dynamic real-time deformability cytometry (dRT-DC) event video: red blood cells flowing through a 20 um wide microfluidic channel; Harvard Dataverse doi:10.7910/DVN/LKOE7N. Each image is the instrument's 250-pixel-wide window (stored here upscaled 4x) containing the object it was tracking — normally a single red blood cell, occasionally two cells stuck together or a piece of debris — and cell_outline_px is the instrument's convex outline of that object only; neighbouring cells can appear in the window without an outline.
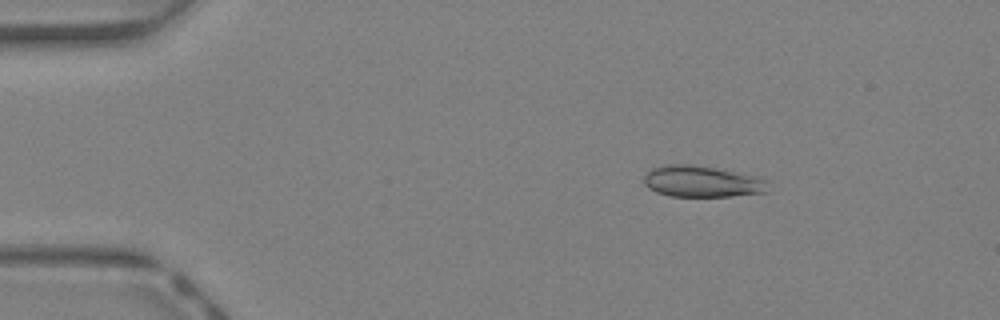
{"species": "Egyptian fruit bat (a non-hibernating species)", "species_latin": "Rousettus aegyptiacus", "temperature_condition": "warm", "stored_images_in_passage": 43, "camera_frame_rate_fps": 3000, "um_per_image_px": 0.085, "animal": {"sex": "female"}, "frame": {"image": 1, "passage_image": 7, "time_ms": 2.0, "image_size_px": [1000, 320], "cell_outline_px": [[768, 180], [764, 192], [732, 196], [672, 196], [656, 192], [648, 188], [644, 184], [644, 176], [652, 168], [668, 164], [688, 164], [712, 168], [756, 176]], "centroid_in_image_um": [59.62, 15.43], "position_along_channel_um": 25.4, "area_um2": 22.25}}
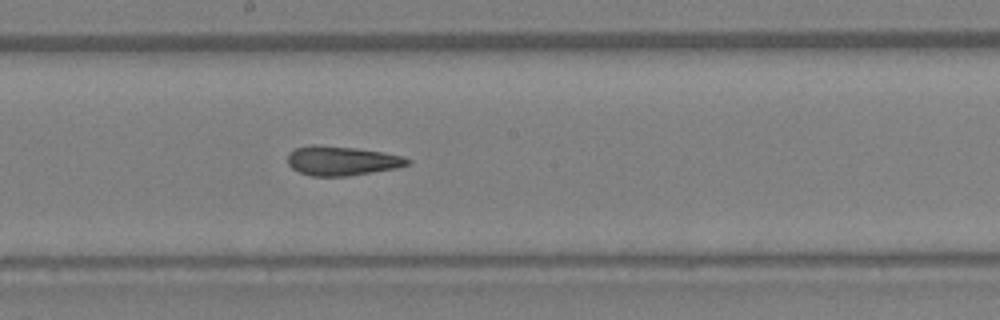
{"frame": {"image": 2, "passage_image": 24, "time_ms": 7.667, "image_size_px": [1000, 320], "cell_outline_px": [[412, 160], [408, 164], [396, 168], [348, 176], [312, 176], [300, 172], [292, 168], [288, 164], [288, 152], [296, 148], [312, 144], [356, 148], [384, 152], [404, 156]], "centroid_in_image_um": [29.05, 13.66], "position_along_channel_um": 219.1, "area_um2": 20.52}}
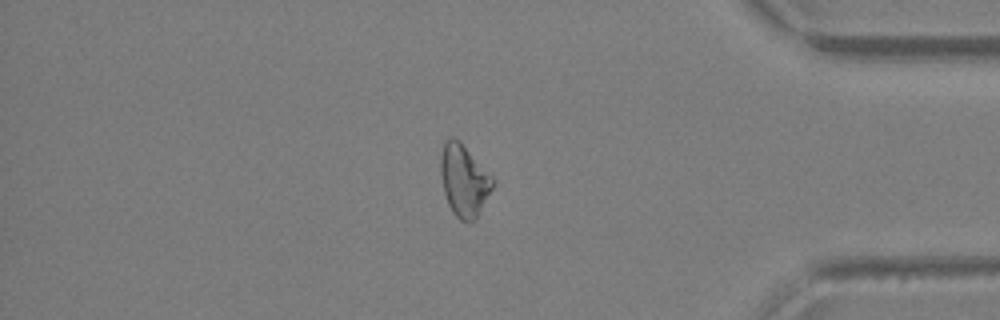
{"frame": {"image": 3, "passage_image": 37, "time_ms": 12.0, "image_size_px": [1000, 320], "cell_outline_px": [[496, 180], [476, 220], [460, 220], [452, 212], [448, 204], [444, 192], [440, 176], [440, 156], [444, 144], [452, 136], [460, 140]], "centroid_in_image_um": [39.44, 15.32], "position_along_channel_um": 395.8, "area_um2": 21.85}, "authors_computed_cell_mechanics": {"area_um2": 21.8484, "velocity_mm_per_s": 4.7203, "shape_relaxation_time_tau1_ms": null, "shape_relaxation_time_tau2_ms": 2.1106, "deformation_change_tau1": null, "deformation_change_tau2": 0.0747}}